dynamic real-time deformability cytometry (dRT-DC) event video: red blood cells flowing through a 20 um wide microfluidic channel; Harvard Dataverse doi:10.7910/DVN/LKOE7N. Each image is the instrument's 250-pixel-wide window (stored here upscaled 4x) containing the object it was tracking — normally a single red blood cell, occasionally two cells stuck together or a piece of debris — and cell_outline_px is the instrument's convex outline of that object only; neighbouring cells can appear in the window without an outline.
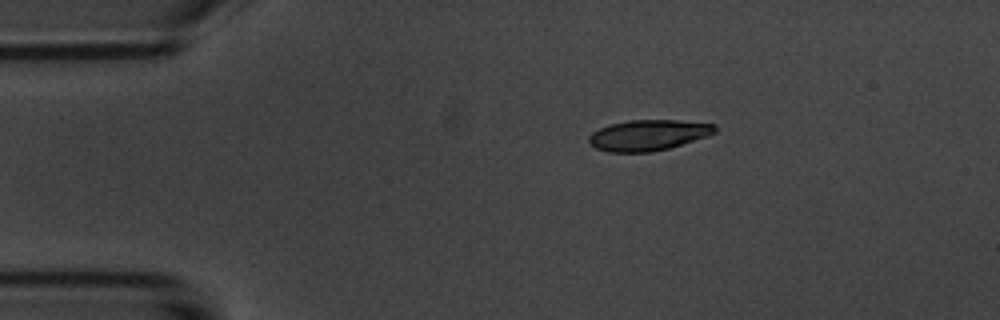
{"species": "common noctule bat (a hibernating species)", "species_latin": "Nyctalus noctula", "temperature_condition": "room temperature", "stored_images_in_passage": 7, "camera_frame_rate_fps": 3000, "um_per_image_px": 0.085, "animal": {"sex": "male", "body_mass_g": 20.1, "forearm_length_mm": 53.5}, "frame": {"image": 1, "passage_image": 1, "time_ms": 0.0, "image_size_px": [1000, 320], "cell_outline_px": [[716, 132], [708, 136], [668, 148], [652, 152], [608, 152], [596, 148], [588, 140], [588, 136], [592, 132], [608, 124], [632, 120], [676, 120], [716, 124]], "centroid_in_image_um": [55.1, 11.48], "position_along_channel_um": 29.9, "area_um2": 22.54}}
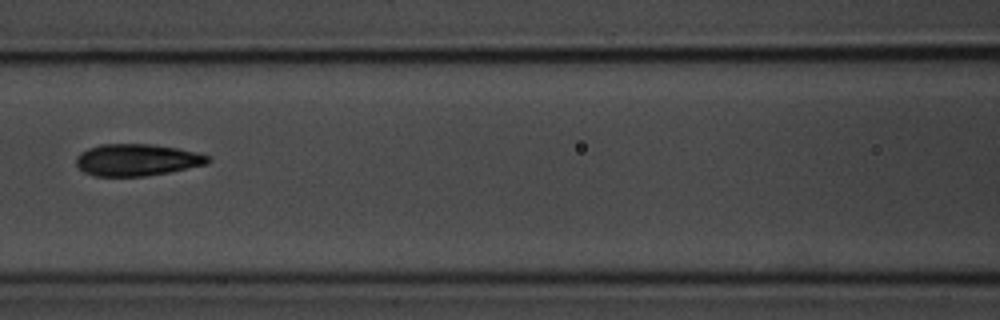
{"frame": {"image": 2, "passage_image": 5, "time_ms": 4.667, "image_size_px": [1000, 320], "cell_outline_px": [[212, 160], [208, 164], [168, 172], [144, 176], [92, 176], [84, 172], [76, 164], [76, 156], [80, 152], [88, 148], [100, 144], [152, 144], [176, 148], [196, 152], [212, 156]], "centroid_in_image_um": [11.65, 13.59], "position_along_channel_um": 155.0, "area_um2": 24.62}}
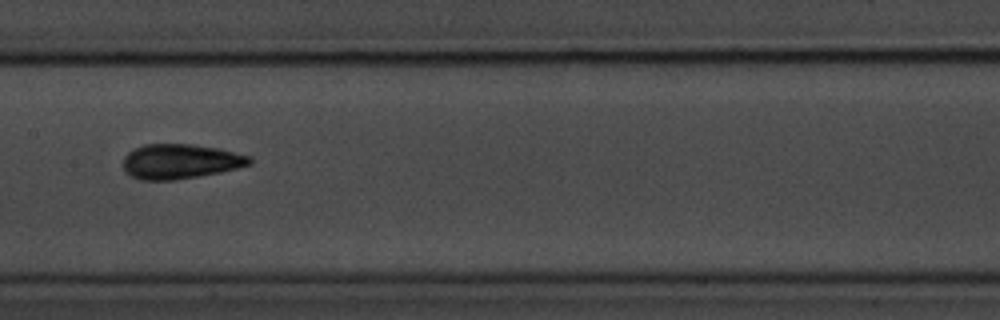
{"frame": {"image": 3, "passage_image": 6, "time_ms": 5.667, "image_size_px": [1000, 320], "cell_outline_px": [[252, 164], [220, 172], [176, 180], [140, 180], [132, 176], [124, 168], [124, 156], [128, 152], [144, 144], [192, 144], [216, 148], [252, 156]], "centroid_in_image_um": [15.34, 13.72], "position_along_channel_um": 192.1, "area_um2": 25.49}}